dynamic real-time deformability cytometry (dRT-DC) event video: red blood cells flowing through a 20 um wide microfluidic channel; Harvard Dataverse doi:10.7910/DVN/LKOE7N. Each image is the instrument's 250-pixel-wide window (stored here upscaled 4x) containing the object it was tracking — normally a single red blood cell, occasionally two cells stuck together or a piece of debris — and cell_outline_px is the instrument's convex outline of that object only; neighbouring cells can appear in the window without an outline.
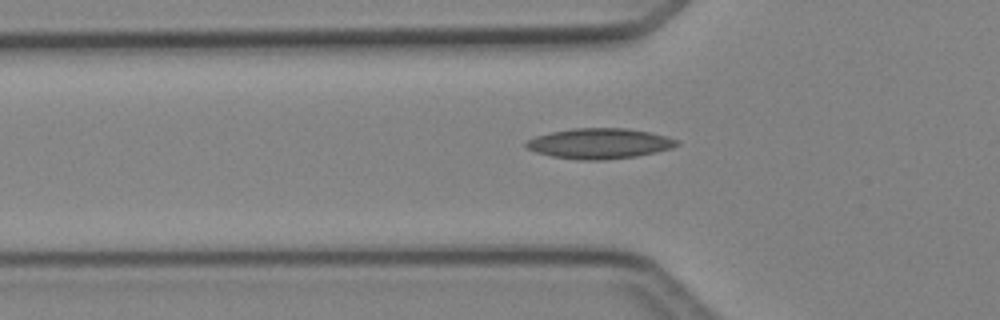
{"species": "Egyptian fruit bat (a non-hibernating species)", "species_latin": "Rousettus aegyptiacus", "temperature_condition": "cold", "stored_images_in_passage": 32, "camera_frame_rate_fps": 3000, "um_per_image_px": 0.085, "animal": {"sex": "female"}, "frame": {"image": 1, "passage_image": 5, "time_ms": 1.333, "image_size_px": [1000, 320], "cell_outline_px": [[680, 144], [672, 148], [656, 152], [636, 156], [604, 160], [576, 160], [552, 156], [536, 152], [524, 148], [524, 144], [528, 140], [536, 136], [552, 132], [572, 128], [628, 128], [648, 132], [680, 140]], "centroid_in_image_um": [50.95, 12.2], "position_along_channel_um": 74.9, "area_um2": 26.76}}
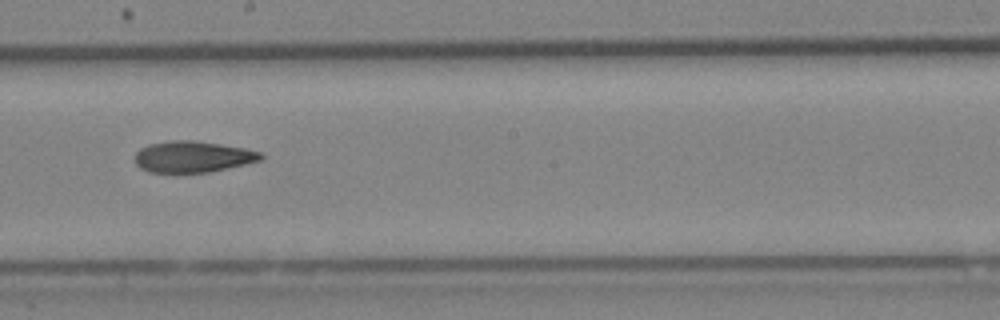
{"frame": {"image": 2, "passage_image": 16, "time_ms": 5.0, "image_size_px": [1000, 320], "cell_outline_px": [[264, 160], [228, 168], [208, 172], [148, 172], [140, 168], [136, 164], [136, 152], [140, 148], [148, 144], [172, 140], [196, 140], [244, 148], [260, 152], [264, 156]], "centroid_in_image_um": [16.4, 13.32], "position_along_channel_um": 231.8, "area_um2": 23.0}}
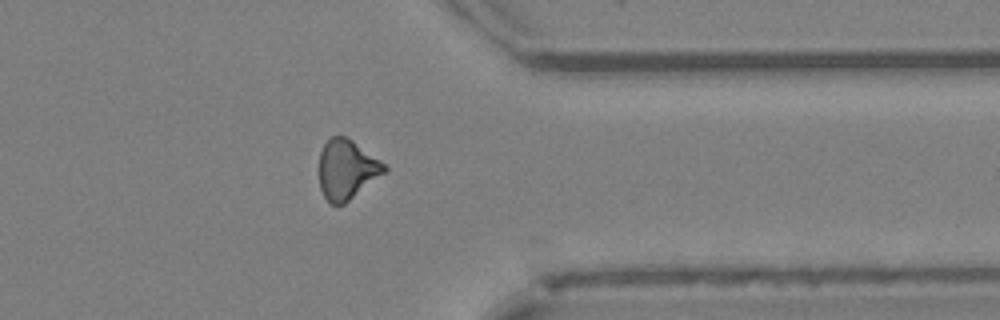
{"frame": {"image": 3, "passage_image": 27, "time_ms": 8.667, "image_size_px": [1000, 320], "cell_outline_px": [[388, 172], [344, 204], [332, 204], [324, 196], [320, 188], [320, 152], [324, 144], [332, 136], [344, 136], [352, 140], [380, 160], [388, 168]], "centroid_in_image_um": [29.51, 14.41], "position_along_channel_um": 381.9, "area_um2": 22.6}}